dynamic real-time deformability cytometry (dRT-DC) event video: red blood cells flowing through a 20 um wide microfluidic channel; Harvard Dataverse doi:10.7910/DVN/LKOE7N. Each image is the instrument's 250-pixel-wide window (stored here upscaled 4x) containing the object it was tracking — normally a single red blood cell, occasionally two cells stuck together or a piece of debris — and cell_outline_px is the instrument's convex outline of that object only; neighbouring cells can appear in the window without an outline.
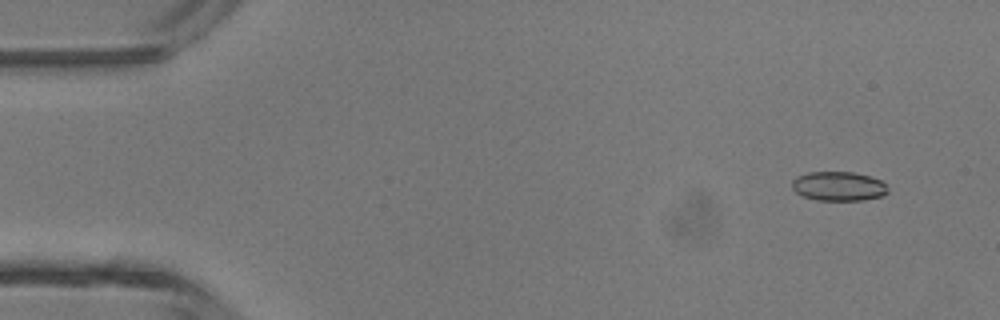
{"species": "common noctule bat (a hibernating species)", "species_latin": "Nyctalus noctula", "temperature_condition": "room temperature", "stored_images_in_passage": 4, "camera_frame_rate_fps": 3000, "um_per_image_px": 0.085, "animal": {"sex": "male", "body_mass_g": 13.3}, "frame": {"image": 1, "passage_image": 2, "time_ms": 0.333, "image_size_px": [1000, 320], "cell_outline_px": [[888, 192], [884, 196], [864, 200], [816, 200], [800, 196], [792, 188], [792, 180], [796, 176], [808, 172], [852, 172], [872, 176], [880, 180], [884, 184]], "centroid_in_image_um": [71.25, 15.83], "position_along_channel_um": 13.7, "area_um2": 16.53}}
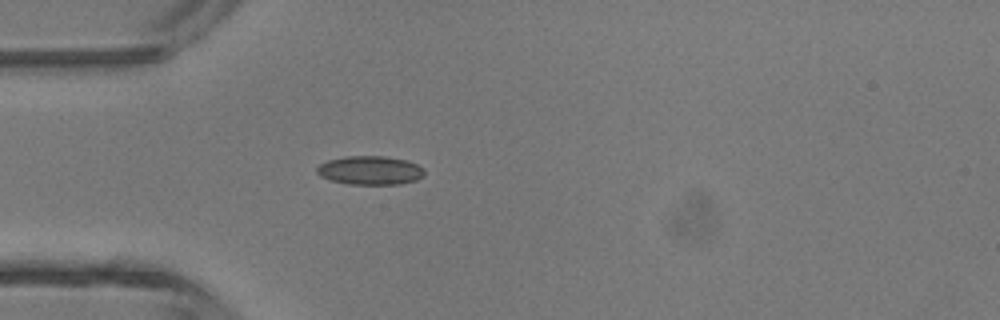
{"frame": {"image": 2, "passage_image": 4, "time_ms": 1.0, "image_size_px": [1000, 320], "cell_outline_px": [[424, 176], [416, 180], [400, 184], [348, 184], [332, 180], [320, 176], [316, 172], [316, 168], [320, 164], [328, 160], [344, 156], [384, 156], [404, 160], [416, 164], [424, 168]], "centroid_in_image_um": [31.45, 14.48], "position_along_channel_um": 53.5, "area_um2": 17.98}}